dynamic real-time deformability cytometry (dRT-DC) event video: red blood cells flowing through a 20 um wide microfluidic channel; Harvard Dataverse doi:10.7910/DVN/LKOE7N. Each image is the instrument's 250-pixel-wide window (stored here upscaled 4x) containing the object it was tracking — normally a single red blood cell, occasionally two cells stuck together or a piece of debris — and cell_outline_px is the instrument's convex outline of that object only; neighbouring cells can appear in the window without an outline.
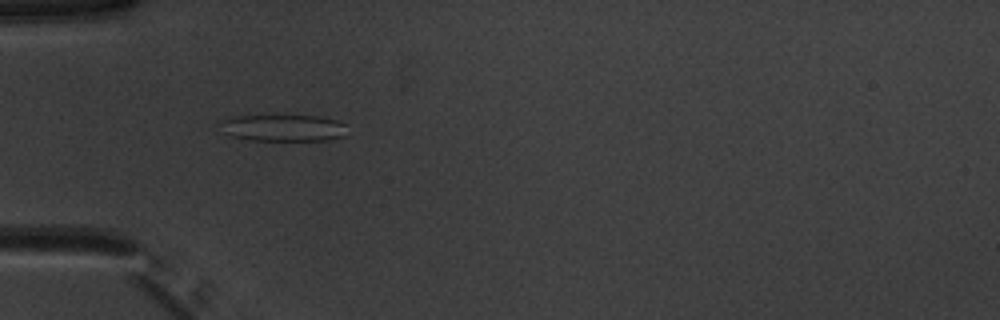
{"species": "common noctule bat (a hibernating species)", "species_latin": "Nyctalus noctula", "temperature_condition": "warm", "stored_images_in_passage": 10, "camera_frame_rate_fps": 3000, "um_per_image_px": 0.085, "animal": {"sex": "male", "body_mass_g": 20.1, "forearm_length_mm": 53.5}, "frame": {"image": 1, "passage_image": 1, "time_ms": 0.0, "image_size_px": [1000, 320], "cell_outline_px": [[344, 136], [328, 140], [248, 140], [228, 136], [220, 132], [220, 120], [232, 116], [316, 116], [336, 120], [344, 124]], "centroid_in_image_um": [23.96, 10.88], "position_along_channel_um": 61.0, "area_um2": 19.83}}
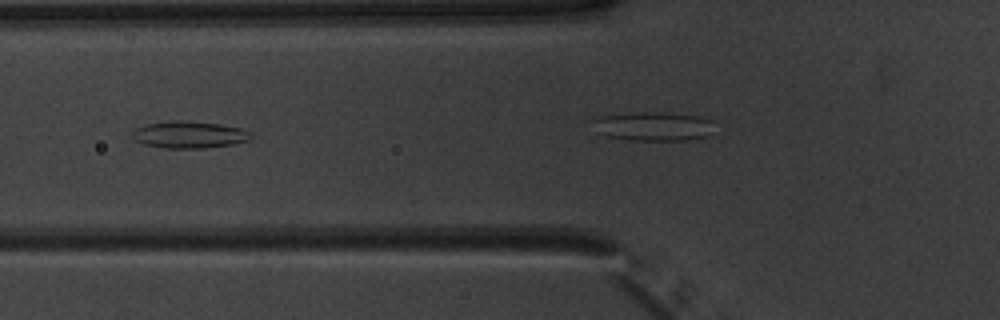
{"frame": {"image": 2, "passage_image": 2, "time_ms": 0.333, "image_size_px": [1000, 320], "cell_outline_px": [[252, 136], [248, 140], [232, 144], [204, 148], [164, 148], [144, 144], [136, 140], [132, 136], [132, 132], [136, 128], [148, 124], [172, 120], [188, 120], [220, 124], [240, 128], [248, 132]], "centroid_in_image_um": [16.06, 11.44], "position_along_channel_um": 109.7, "area_um2": 18.5}}